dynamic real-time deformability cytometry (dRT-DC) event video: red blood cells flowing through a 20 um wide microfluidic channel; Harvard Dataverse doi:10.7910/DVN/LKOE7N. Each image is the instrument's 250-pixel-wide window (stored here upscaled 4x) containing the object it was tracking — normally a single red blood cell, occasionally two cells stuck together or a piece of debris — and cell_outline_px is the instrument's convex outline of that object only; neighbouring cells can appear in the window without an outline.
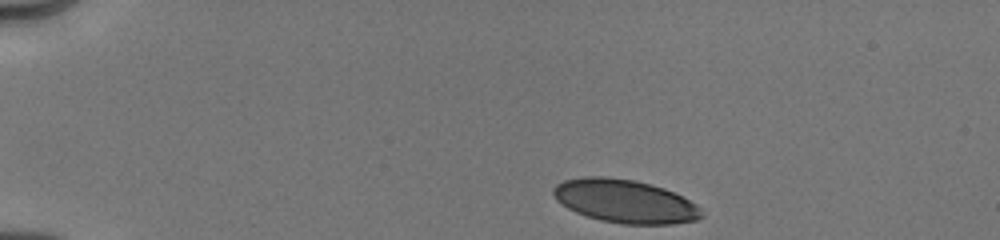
{"species": "human", "species_latin": "Homo sapiens", "temperature_condition": "cold", "stored_images_in_passage": 23, "camera_frame_rate_fps": 3000, "um_per_image_px": 0.085, "donor": {"sex": "male"}, "frame": {"image": 1, "passage_image": 1, "time_ms": 0.0, "image_size_px": [1000, 240], "cell_outline_px": [[704, 216], [696, 220], [672, 224], [624, 224], [600, 220], [576, 212], [568, 208], [556, 200], [552, 192], [552, 188], [556, 184], [564, 180], [584, 176], [608, 176], [636, 180], [664, 188], [696, 204], [704, 212]], "centroid_in_image_um": [53.11, 17.09], "position_along_channel_um": 31.9, "area_um2": 37.51}}
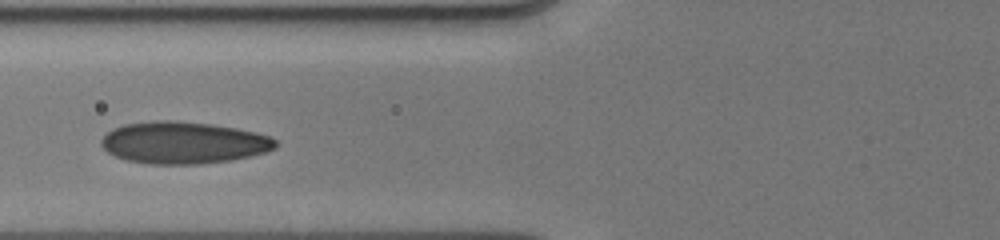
{"frame": {"image": 2, "passage_image": 14, "time_ms": 4.0, "image_size_px": [1000, 240], "cell_outline_px": [[276, 148], [264, 152], [232, 160], [200, 164], [152, 164], [128, 160], [116, 156], [108, 152], [100, 144], [100, 140], [112, 128], [124, 124], [156, 120], [176, 120], [212, 124], [236, 128], [256, 132], [272, 136], [276, 140]], "centroid_in_image_um": [15.6, 12.12], "position_along_channel_um": 110.2, "area_um2": 42.71}}
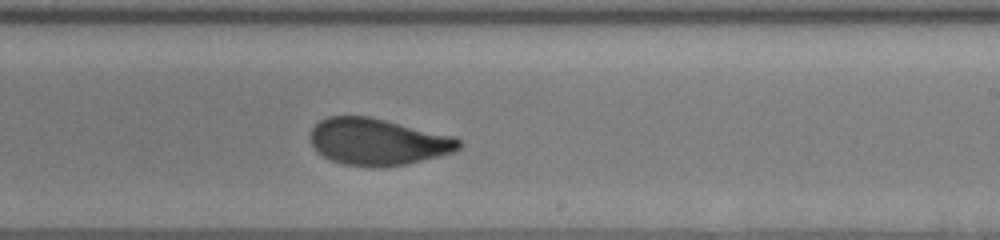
{"frame": {"image": 3, "passage_image": 23, "time_ms": 7.667, "image_size_px": [1000, 240], "cell_outline_px": [[464, 144], [460, 148], [452, 152], [440, 156], [408, 164], [376, 168], [344, 164], [332, 160], [316, 152], [312, 144], [312, 128], [320, 120], [328, 116], [368, 116], [456, 136]], "centroid_in_image_um": [32.15, 12.06], "position_along_channel_um": 256.8, "area_um2": 40.63}}